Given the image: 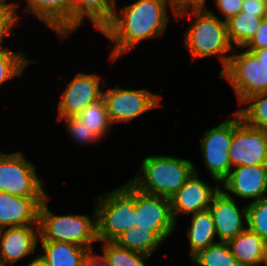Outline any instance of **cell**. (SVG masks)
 Returning <instances> with one entry per match:
<instances>
[{
    "instance_id": "cell-36",
    "label": "cell",
    "mask_w": 267,
    "mask_h": 266,
    "mask_svg": "<svg viewBox=\"0 0 267 266\" xmlns=\"http://www.w3.org/2000/svg\"><path fill=\"white\" fill-rule=\"evenodd\" d=\"M84 266H112L106 256L97 255L92 250H89L86 256Z\"/></svg>"
},
{
    "instance_id": "cell-20",
    "label": "cell",
    "mask_w": 267,
    "mask_h": 266,
    "mask_svg": "<svg viewBox=\"0 0 267 266\" xmlns=\"http://www.w3.org/2000/svg\"><path fill=\"white\" fill-rule=\"evenodd\" d=\"M43 254L50 266H84L88 249L69 242L40 241Z\"/></svg>"
},
{
    "instance_id": "cell-40",
    "label": "cell",
    "mask_w": 267,
    "mask_h": 266,
    "mask_svg": "<svg viewBox=\"0 0 267 266\" xmlns=\"http://www.w3.org/2000/svg\"><path fill=\"white\" fill-rule=\"evenodd\" d=\"M0 3L14 6L15 17H16L17 20H19L18 12H17V10L19 9L18 8L19 4L15 3V2H12V3L9 2L8 3V1H6V0H0Z\"/></svg>"
},
{
    "instance_id": "cell-14",
    "label": "cell",
    "mask_w": 267,
    "mask_h": 266,
    "mask_svg": "<svg viewBox=\"0 0 267 266\" xmlns=\"http://www.w3.org/2000/svg\"><path fill=\"white\" fill-rule=\"evenodd\" d=\"M220 188H223L222 191L229 197L235 195L242 199H251L249 203L265 198L267 197V165L234 167Z\"/></svg>"
},
{
    "instance_id": "cell-7",
    "label": "cell",
    "mask_w": 267,
    "mask_h": 266,
    "mask_svg": "<svg viewBox=\"0 0 267 266\" xmlns=\"http://www.w3.org/2000/svg\"><path fill=\"white\" fill-rule=\"evenodd\" d=\"M44 179L39 178L35 165L22 152L0 151V191L19 197H47Z\"/></svg>"
},
{
    "instance_id": "cell-2",
    "label": "cell",
    "mask_w": 267,
    "mask_h": 266,
    "mask_svg": "<svg viewBox=\"0 0 267 266\" xmlns=\"http://www.w3.org/2000/svg\"><path fill=\"white\" fill-rule=\"evenodd\" d=\"M186 15L191 17L188 19L195 18L184 32V45L192 61L216 55L222 64L220 74L230 60L231 55L226 53L235 51L228 38L226 21L221 20L214 11L205 7V4L177 9L176 17Z\"/></svg>"
},
{
    "instance_id": "cell-33",
    "label": "cell",
    "mask_w": 267,
    "mask_h": 266,
    "mask_svg": "<svg viewBox=\"0 0 267 266\" xmlns=\"http://www.w3.org/2000/svg\"><path fill=\"white\" fill-rule=\"evenodd\" d=\"M215 4L219 13L224 17V21H227L241 11L243 0H215Z\"/></svg>"
},
{
    "instance_id": "cell-5",
    "label": "cell",
    "mask_w": 267,
    "mask_h": 266,
    "mask_svg": "<svg viewBox=\"0 0 267 266\" xmlns=\"http://www.w3.org/2000/svg\"><path fill=\"white\" fill-rule=\"evenodd\" d=\"M48 196L39 210V241L69 242L92 250L97 241L96 209L88 215H55L47 206ZM49 209V210H48Z\"/></svg>"
},
{
    "instance_id": "cell-34",
    "label": "cell",
    "mask_w": 267,
    "mask_h": 266,
    "mask_svg": "<svg viewBox=\"0 0 267 266\" xmlns=\"http://www.w3.org/2000/svg\"><path fill=\"white\" fill-rule=\"evenodd\" d=\"M246 50H261L267 48V17L262 20L255 36L244 47Z\"/></svg>"
},
{
    "instance_id": "cell-11",
    "label": "cell",
    "mask_w": 267,
    "mask_h": 266,
    "mask_svg": "<svg viewBox=\"0 0 267 266\" xmlns=\"http://www.w3.org/2000/svg\"><path fill=\"white\" fill-rule=\"evenodd\" d=\"M135 223L143 230H153L165 241L177 225L170 198L146 194L135 188Z\"/></svg>"
},
{
    "instance_id": "cell-18",
    "label": "cell",
    "mask_w": 267,
    "mask_h": 266,
    "mask_svg": "<svg viewBox=\"0 0 267 266\" xmlns=\"http://www.w3.org/2000/svg\"><path fill=\"white\" fill-rule=\"evenodd\" d=\"M23 11L36 16L64 40L72 34V7L70 0H25Z\"/></svg>"
},
{
    "instance_id": "cell-41",
    "label": "cell",
    "mask_w": 267,
    "mask_h": 266,
    "mask_svg": "<svg viewBox=\"0 0 267 266\" xmlns=\"http://www.w3.org/2000/svg\"><path fill=\"white\" fill-rule=\"evenodd\" d=\"M0 266H12V265H7V264L0 263Z\"/></svg>"
},
{
    "instance_id": "cell-31",
    "label": "cell",
    "mask_w": 267,
    "mask_h": 266,
    "mask_svg": "<svg viewBox=\"0 0 267 266\" xmlns=\"http://www.w3.org/2000/svg\"><path fill=\"white\" fill-rule=\"evenodd\" d=\"M58 121L65 120L66 131L75 142L81 145L93 144L101 139L88 128L78 117L57 118Z\"/></svg>"
},
{
    "instance_id": "cell-29",
    "label": "cell",
    "mask_w": 267,
    "mask_h": 266,
    "mask_svg": "<svg viewBox=\"0 0 267 266\" xmlns=\"http://www.w3.org/2000/svg\"><path fill=\"white\" fill-rule=\"evenodd\" d=\"M102 243V251L112 266H146L148 255L118 246L115 242Z\"/></svg>"
},
{
    "instance_id": "cell-32",
    "label": "cell",
    "mask_w": 267,
    "mask_h": 266,
    "mask_svg": "<svg viewBox=\"0 0 267 266\" xmlns=\"http://www.w3.org/2000/svg\"><path fill=\"white\" fill-rule=\"evenodd\" d=\"M19 21L14 13V6L0 3V47H2L4 38L11 33Z\"/></svg>"
},
{
    "instance_id": "cell-10",
    "label": "cell",
    "mask_w": 267,
    "mask_h": 266,
    "mask_svg": "<svg viewBox=\"0 0 267 266\" xmlns=\"http://www.w3.org/2000/svg\"><path fill=\"white\" fill-rule=\"evenodd\" d=\"M233 136V118H228L216 127L203 132L200 153L208 173L214 182L221 184L232 169L229 147Z\"/></svg>"
},
{
    "instance_id": "cell-13",
    "label": "cell",
    "mask_w": 267,
    "mask_h": 266,
    "mask_svg": "<svg viewBox=\"0 0 267 266\" xmlns=\"http://www.w3.org/2000/svg\"><path fill=\"white\" fill-rule=\"evenodd\" d=\"M221 186L208 185L199 179V174L194 167V172L186 180V183L170 197L171 211L176 222L180 214L191 215L206 211L211 205L213 197L220 191Z\"/></svg>"
},
{
    "instance_id": "cell-30",
    "label": "cell",
    "mask_w": 267,
    "mask_h": 266,
    "mask_svg": "<svg viewBox=\"0 0 267 266\" xmlns=\"http://www.w3.org/2000/svg\"><path fill=\"white\" fill-rule=\"evenodd\" d=\"M247 228L267 240V197L247 203Z\"/></svg>"
},
{
    "instance_id": "cell-19",
    "label": "cell",
    "mask_w": 267,
    "mask_h": 266,
    "mask_svg": "<svg viewBox=\"0 0 267 266\" xmlns=\"http://www.w3.org/2000/svg\"><path fill=\"white\" fill-rule=\"evenodd\" d=\"M115 0H70L72 7V33L87 18L100 32L112 20Z\"/></svg>"
},
{
    "instance_id": "cell-3",
    "label": "cell",
    "mask_w": 267,
    "mask_h": 266,
    "mask_svg": "<svg viewBox=\"0 0 267 266\" xmlns=\"http://www.w3.org/2000/svg\"><path fill=\"white\" fill-rule=\"evenodd\" d=\"M138 174L129 182L139 191L170 198L194 172L188 159L153 155L142 160Z\"/></svg>"
},
{
    "instance_id": "cell-21",
    "label": "cell",
    "mask_w": 267,
    "mask_h": 266,
    "mask_svg": "<svg viewBox=\"0 0 267 266\" xmlns=\"http://www.w3.org/2000/svg\"><path fill=\"white\" fill-rule=\"evenodd\" d=\"M227 243L239 266H261L264 240L257 233L246 228Z\"/></svg>"
},
{
    "instance_id": "cell-4",
    "label": "cell",
    "mask_w": 267,
    "mask_h": 266,
    "mask_svg": "<svg viewBox=\"0 0 267 266\" xmlns=\"http://www.w3.org/2000/svg\"><path fill=\"white\" fill-rule=\"evenodd\" d=\"M96 198L98 242H114L122 232L136 226L135 187L129 181Z\"/></svg>"
},
{
    "instance_id": "cell-24",
    "label": "cell",
    "mask_w": 267,
    "mask_h": 266,
    "mask_svg": "<svg viewBox=\"0 0 267 266\" xmlns=\"http://www.w3.org/2000/svg\"><path fill=\"white\" fill-rule=\"evenodd\" d=\"M114 242L120 247L151 256L164 241L153 230L135 226L122 232Z\"/></svg>"
},
{
    "instance_id": "cell-25",
    "label": "cell",
    "mask_w": 267,
    "mask_h": 266,
    "mask_svg": "<svg viewBox=\"0 0 267 266\" xmlns=\"http://www.w3.org/2000/svg\"><path fill=\"white\" fill-rule=\"evenodd\" d=\"M199 266H239L227 242L218 241L191 258Z\"/></svg>"
},
{
    "instance_id": "cell-16",
    "label": "cell",
    "mask_w": 267,
    "mask_h": 266,
    "mask_svg": "<svg viewBox=\"0 0 267 266\" xmlns=\"http://www.w3.org/2000/svg\"><path fill=\"white\" fill-rule=\"evenodd\" d=\"M46 197H19L0 191V229L39 225V210Z\"/></svg>"
},
{
    "instance_id": "cell-9",
    "label": "cell",
    "mask_w": 267,
    "mask_h": 266,
    "mask_svg": "<svg viewBox=\"0 0 267 266\" xmlns=\"http://www.w3.org/2000/svg\"><path fill=\"white\" fill-rule=\"evenodd\" d=\"M161 95L146 89H122L119 85L103 91L111 124L131 121L161 105Z\"/></svg>"
},
{
    "instance_id": "cell-37",
    "label": "cell",
    "mask_w": 267,
    "mask_h": 266,
    "mask_svg": "<svg viewBox=\"0 0 267 266\" xmlns=\"http://www.w3.org/2000/svg\"><path fill=\"white\" fill-rule=\"evenodd\" d=\"M176 9L188 6H201L206 0H168Z\"/></svg>"
},
{
    "instance_id": "cell-12",
    "label": "cell",
    "mask_w": 267,
    "mask_h": 266,
    "mask_svg": "<svg viewBox=\"0 0 267 266\" xmlns=\"http://www.w3.org/2000/svg\"><path fill=\"white\" fill-rule=\"evenodd\" d=\"M101 78L95 73L76 74L67 84L58 102V117H77L86 107L103 98L100 90Z\"/></svg>"
},
{
    "instance_id": "cell-38",
    "label": "cell",
    "mask_w": 267,
    "mask_h": 266,
    "mask_svg": "<svg viewBox=\"0 0 267 266\" xmlns=\"http://www.w3.org/2000/svg\"><path fill=\"white\" fill-rule=\"evenodd\" d=\"M26 266H50L39 254L31 259Z\"/></svg>"
},
{
    "instance_id": "cell-1",
    "label": "cell",
    "mask_w": 267,
    "mask_h": 266,
    "mask_svg": "<svg viewBox=\"0 0 267 266\" xmlns=\"http://www.w3.org/2000/svg\"><path fill=\"white\" fill-rule=\"evenodd\" d=\"M114 1L112 20L101 33L115 44L110 60L116 61L143 40L161 37L167 29L168 5L174 16L177 9L168 0H137L118 12Z\"/></svg>"
},
{
    "instance_id": "cell-27",
    "label": "cell",
    "mask_w": 267,
    "mask_h": 266,
    "mask_svg": "<svg viewBox=\"0 0 267 266\" xmlns=\"http://www.w3.org/2000/svg\"><path fill=\"white\" fill-rule=\"evenodd\" d=\"M77 117L101 140L110 131L112 125L103 98L86 107Z\"/></svg>"
},
{
    "instance_id": "cell-22",
    "label": "cell",
    "mask_w": 267,
    "mask_h": 266,
    "mask_svg": "<svg viewBox=\"0 0 267 266\" xmlns=\"http://www.w3.org/2000/svg\"><path fill=\"white\" fill-rule=\"evenodd\" d=\"M190 256L196 255L200 250L211 246L217 241L214 221L209 210L192 214L191 224L187 228Z\"/></svg>"
},
{
    "instance_id": "cell-35",
    "label": "cell",
    "mask_w": 267,
    "mask_h": 266,
    "mask_svg": "<svg viewBox=\"0 0 267 266\" xmlns=\"http://www.w3.org/2000/svg\"><path fill=\"white\" fill-rule=\"evenodd\" d=\"M241 11L246 14H257L260 17H267L266 0H243Z\"/></svg>"
},
{
    "instance_id": "cell-15",
    "label": "cell",
    "mask_w": 267,
    "mask_h": 266,
    "mask_svg": "<svg viewBox=\"0 0 267 266\" xmlns=\"http://www.w3.org/2000/svg\"><path fill=\"white\" fill-rule=\"evenodd\" d=\"M237 205L234 197L227 196L220 189L208 208L214 221L216 235L221 242H228L247 228L246 205L242 208Z\"/></svg>"
},
{
    "instance_id": "cell-28",
    "label": "cell",
    "mask_w": 267,
    "mask_h": 266,
    "mask_svg": "<svg viewBox=\"0 0 267 266\" xmlns=\"http://www.w3.org/2000/svg\"><path fill=\"white\" fill-rule=\"evenodd\" d=\"M33 62L23 51L0 47V86L14 77L23 76L25 67Z\"/></svg>"
},
{
    "instance_id": "cell-6",
    "label": "cell",
    "mask_w": 267,
    "mask_h": 266,
    "mask_svg": "<svg viewBox=\"0 0 267 266\" xmlns=\"http://www.w3.org/2000/svg\"><path fill=\"white\" fill-rule=\"evenodd\" d=\"M219 75L233 87L239 105L255 94L267 92V48L245 49L231 55Z\"/></svg>"
},
{
    "instance_id": "cell-8",
    "label": "cell",
    "mask_w": 267,
    "mask_h": 266,
    "mask_svg": "<svg viewBox=\"0 0 267 266\" xmlns=\"http://www.w3.org/2000/svg\"><path fill=\"white\" fill-rule=\"evenodd\" d=\"M233 136L229 147L231 166L267 165V132L247 125L233 112Z\"/></svg>"
},
{
    "instance_id": "cell-17",
    "label": "cell",
    "mask_w": 267,
    "mask_h": 266,
    "mask_svg": "<svg viewBox=\"0 0 267 266\" xmlns=\"http://www.w3.org/2000/svg\"><path fill=\"white\" fill-rule=\"evenodd\" d=\"M39 237V225L0 229V263L13 265L29 256L36 249Z\"/></svg>"
},
{
    "instance_id": "cell-26",
    "label": "cell",
    "mask_w": 267,
    "mask_h": 266,
    "mask_svg": "<svg viewBox=\"0 0 267 266\" xmlns=\"http://www.w3.org/2000/svg\"><path fill=\"white\" fill-rule=\"evenodd\" d=\"M242 104L245 108L237 110L242 120L249 126L267 132V92L255 94Z\"/></svg>"
},
{
    "instance_id": "cell-39",
    "label": "cell",
    "mask_w": 267,
    "mask_h": 266,
    "mask_svg": "<svg viewBox=\"0 0 267 266\" xmlns=\"http://www.w3.org/2000/svg\"><path fill=\"white\" fill-rule=\"evenodd\" d=\"M264 265L267 266V240H264L262 259H261V266Z\"/></svg>"
},
{
    "instance_id": "cell-23",
    "label": "cell",
    "mask_w": 267,
    "mask_h": 266,
    "mask_svg": "<svg viewBox=\"0 0 267 266\" xmlns=\"http://www.w3.org/2000/svg\"><path fill=\"white\" fill-rule=\"evenodd\" d=\"M264 18L266 17L240 11L226 21L228 38L236 51H238L237 48H244L251 41Z\"/></svg>"
}]
</instances>
